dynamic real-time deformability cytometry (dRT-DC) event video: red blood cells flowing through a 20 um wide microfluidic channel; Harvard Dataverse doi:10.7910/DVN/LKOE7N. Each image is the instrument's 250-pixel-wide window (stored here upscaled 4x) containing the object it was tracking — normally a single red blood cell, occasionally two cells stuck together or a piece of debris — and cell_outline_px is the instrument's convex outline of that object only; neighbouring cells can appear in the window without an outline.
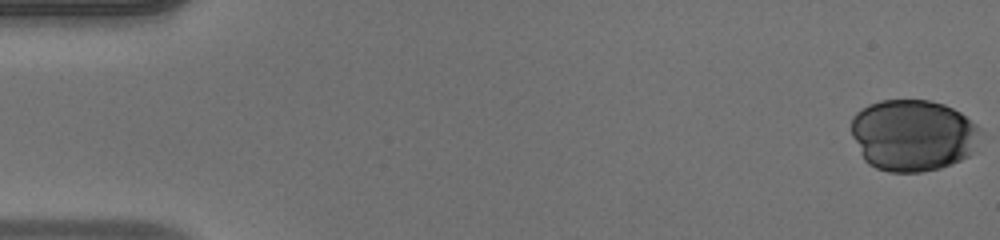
{"species": "human", "species_latin": "Homo sapiens", "temperature_condition": "warm", "stored_images_in_passage": 50, "camera_frame_rate_fps": 3000, "um_per_image_px": 0.085, "donor": {"sex": "male"}, "frame": {"image": 1, "passage_image": 1, "time_ms": 0.0, "image_size_px": [1000, 240], "cell_outline_px": [[984, 132], [968, 156], [952, 164], [940, 168], [920, 172], [888, 172], [876, 168], [868, 164], [864, 160], [852, 136], [852, 116], [856, 112], [868, 104], [880, 100], [928, 100], [944, 104], [960, 112], [976, 124]], "centroid_in_image_um": [77.6, 11.49], "position_along_channel_um": 7.4, "area_um2": 54.22}}
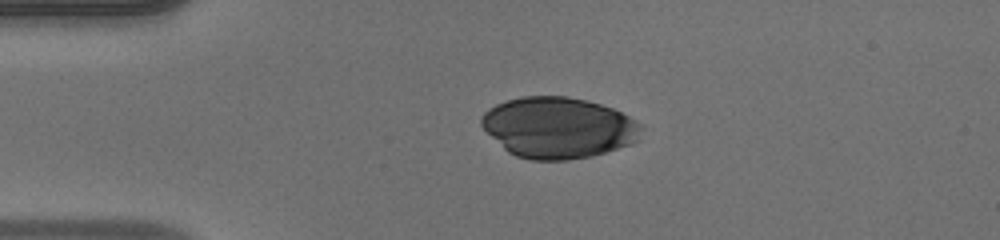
{"frame": {"image": 2, "passage_image": 12, "time_ms": 3.667, "image_size_px": [1000, 240], "cell_outline_px": [[640, 124], [636, 140], [628, 144], [592, 156], [568, 160], [532, 160], [516, 156], [508, 152], [480, 124], [480, 116], [488, 108], [496, 104], [508, 100], [524, 96], [568, 96], [600, 104], [612, 108], [636, 120]], "centroid_in_image_um": [47.4, 10.84], "position_along_channel_um": 37.6, "area_um2": 56.24}}